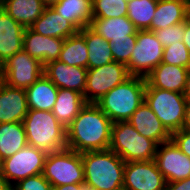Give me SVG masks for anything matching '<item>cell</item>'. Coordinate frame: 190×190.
<instances>
[{
	"label": "cell",
	"instance_id": "836d02e7",
	"mask_svg": "<svg viewBox=\"0 0 190 190\" xmlns=\"http://www.w3.org/2000/svg\"><path fill=\"white\" fill-rule=\"evenodd\" d=\"M153 32L164 48L177 42H183L185 21Z\"/></svg>",
	"mask_w": 190,
	"mask_h": 190
},
{
	"label": "cell",
	"instance_id": "d590c367",
	"mask_svg": "<svg viewBox=\"0 0 190 190\" xmlns=\"http://www.w3.org/2000/svg\"><path fill=\"white\" fill-rule=\"evenodd\" d=\"M171 140L190 158V130L180 129L172 133Z\"/></svg>",
	"mask_w": 190,
	"mask_h": 190
},
{
	"label": "cell",
	"instance_id": "8992f818",
	"mask_svg": "<svg viewBox=\"0 0 190 190\" xmlns=\"http://www.w3.org/2000/svg\"><path fill=\"white\" fill-rule=\"evenodd\" d=\"M145 102L171 134L183 128L187 104L183 93L152 88L146 82Z\"/></svg>",
	"mask_w": 190,
	"mask_h": 190
},
{
	"label": "cell",
	"instance_id": "277c9868",
	"mask_svg": "<svg viewBox=\"0 0 190 190\" xmlns=\"http://www.w3.org/2000/svg\"><path fill=\"white\" fill-rule=\"evenodd\" d=\"M23 124L28 145L47 154L67 148L66 128L52 112L28 110Z\"/></svg>",
	"mask_w": 190,
	"mask_h": 190
},
{
	"label": "cell",
	"instance_id": "4dcf8cb0",
	"mask_svg": "<svg viewBox=\"0 0 190 190\" xmlns=\"http://www.w3.org/2000/svg\"><path fill=\"white\" fill-rule=\"evenodd\" d=\"M93 18L127 16L128 0H92Z\"/></svg>",
	"mask_w": 190,
	"mask_h": 190
},
{
	"label": "cell",
	"instance_id": "9a60e30c",
	"mask_svg": "<svg viewBox=\"0 0 190 190\" xmlns=\"http://www.w3.org/2000/svg\"><path fill=\"white\" fill-rule=\"evenodd\" d=\"M65 39L45 37L31 28H25L23 50L44 66L58 60Z\"/></svg>",
	"mask_w": 190,
	"mask_h": 190
},
{
	"label": "cell",
	"instance_id": "1f68e13d",
	"mask_svg": "<svg viewBox=\"0 0 190 190\" xmlns=\"http://www.w3.org/2000/svg\"><path fill=\"white\" fill-rule=\"evenodd\" d=\"M162 63L190 68V52L183 42H177L164 48Z\"/></svg>",
	"mask_w": 190,
	"mask_h": 190
},
{
	"label": "cell",
	"instance_id": "7a4b0ae2",
	"mask_svg": "<svg viewBox=\"0 0 190 190\" xmlns=\"http://www.w3.org/2000/svg\"><path fill=\"white\" fill-rule=\"evenodd\" d=\"M84 182L97 190H117L124 184L125 161L111 149L81 153Z\"/></svg>",
	"mask_w": 190,
	"mask_h": 190
},
{
	"label": "cell",
	"instance_id": "44dd1931",
	"mask_svg": "<svg viewBox=\"0 0 190 190\" xmlns=\"http://www.w3.org/2000/svg\"><path fill=\"white\" fill-rule=\"evenodd\" d=\"M45 37L66 39L79 30L68 20L62 18L52 7H45L42 15L30 27Z\"/></svg>",
	"mask_w": 190,
	"mask_h": 190
},
{
	"label": "cell",
	"instance_id": "f6af8a7d",
	"mask_svg": "<svg viewBox=\"0 0 190 190\" xmlns=\"http://www.w3.org/2000/svg\"><path fill=\"white\" fill-rule=\"evenodd\" d=\"M2 164H3V160L0 157V172H2Z\"/></svg>",
	"mask_w": 190,
	"mask_h": 190
},
{
	"label": "cell",
	"instance_id": "bcb514c9",
	"mask_svg": "<svg viewBox=\"0 0 190 190\" xmlns=\"http://www.w3.org/2000/svg\"><path fill=\"white\" fill-rule=\"evenodd\" d=\"M2 82V69H1V65H0V83Z\"/></svg>",
	"mask_w": 190,
	"mask_h": 190
},
{
	"label": "cell",
	"instance_id": "7dc6e473",
	"mask_svg": "<svg viewBox=\"0 0 190 190\" xmlns=\"http://www.w3.org/2000/svg\"><path fill=\"white\" fill-rule=\"evenodd\" d=\"M117 190H128L127 188H124V187H121V188H119V189H117Z\"/></svg>",
	"mask_w": 190,
	"mask_h": 190
},
{
	"label": "cell",
	"instance_id": "f1b7e54d",
	"mask_svg": "<svg viewBox=\"0 0 190 190\" xmlns=\"http://www.w3.org/2000/svg\"><path fill=\"white\" fill-rule=\"evenodd\" d=\"M58 60L70 66L88 69V48L80 31L65 39Z\"/></svg>",
	"mask_w": 190,
	"mask_h": 190
},
{
	"label": "cell",
	"instance_id": "8d00e7d4",
	"mask_svg": "<svg viewBox=\"0 0 190 190\" xmlns=\"http://www.w3.org/2000/svg\"><path fill=\"white\" fill-rule=\"evenodd\" d=\"M165 190H190V177L182 181L166 183Z\"/></svg>",
	"mask_w": 190,
	"mask_h": 190
},
{
	"label": "cell",
	"instance_id": "cb8c5ba5",
	"mask_svg": "<svg viewBox=\"0 0 190 190\" xmlns=\"http://www.w3.org/2000/svg\"><path fill=\"white\" fill-rule=\"evenodd\" d=\"M58 88L43 74L33 85L26 89L29 110H53Z\"/></svg>",
	"mask_w": 190,
	"mask_h": 190
},
{
	"label": "cell",
	"instance_id": "3957f363",
	"mask_svg": "<svg viewBox=\"0 0 190 190\" xmlns=\"http://www.w3.org/2000/svg\"><path fill=\"white\" fill-rule=\"evenodd\" d=\"M146 78L130 76L95 104L113 122L128 121L145 101Z\"/></svg>",
	"mask_w": 190,
	"mask_h": 190
},
{
	"label": "cell",
	"instance_id": "60d3db41",
	"mask_svg": "<svg viewBox=\"0 0 190 190\" xmlns=\"http://www.w3.org/2000/svg\"><path fill=\"white\" fill-rule=\"evenodd\" d=\"M52 190H80V183L52 187Z\"/></svg>",
	"mask_w": 190,
	"mask_h": 190
},
{
	"label": "cell",
	"instance_id": "ba28073f",
	"mask_svg": "<svg viewBox=\"0 0 190 190\" xmlns=\"http://www.w3.org/2000/svg\"><path fill=\"white\" fill-rule=\"evenodd\" d=\"M164 47L153 31L138 30L135 48L126 65L130 76L146 78L163 59Z\"/></svg>",
	"mask_w": 190,
	"mask_h": 190
},
{
	"label": "cell",
	"instance_id": "4316f807",
	"mask_svg": "<svg viewBox=\"0 0 190 190\" xmlns=\"http://www.w3.org/2000/svg\"><path fill=\"white\" fill-rule=\"evenodd\" d=\"M88 48V69L98 68L114 61L111 46L89 26L80 30Z\"/></svg>",
	"mask_w": 190,
	"mask_h": 190
},
{
	"label": "cell",
	"instance_id": "7c38bea8",
	"mask_svg": "<svg viewBox=\"0 0 190 190\" xmlns=\"http://www.w3.org/2000/svg\"><path fill=\"white\" fill-rule=\"evenodd\" d=\"M154 161L167 183L190 177V158L172 140L157 146Z\"/></svg>",
	"mask_w": 190,
	"mask_h": 190
},
{
	"label": "cell",
	"instance_id": "603a6c76",
	"mask_svg": "<svg viewBox=\"0 0 190 190\" xmlns=\"http://www.w3.org/2000/svg\"><path fill=\"white\" fill-rule=\"evenodd\" d=\"M86 104L83 94L78 91L58 88L56 103L51 112L67 128Z\"/></svg>",
	"mask_w": 190,
	"mask_h": 190
},
{
	"label": "cell",
	"instance_id": "4fadbf2b",
	"mask_svg": "<svg viewBox=\"0 0 190 190\" xmlns=\"http://www.w3.org/2000/svg\"><path fill=\"white\" fill-rule=\"evenodd\" d=\"M166 180L156 162H126L123 187L128 190H165Z\"/></svg>",
	"mask_w": 190,
	"mask_h": 190
},
{
	"label": "cell",
	"instance_id": "5bb4252c",
	"mask_svg": "<svg viewBox=\"0 0 190 190\" xmlns=\"http://www.w3.org/2000/svg\"><path fill=\"white\" fill-rule=\"evenodd\" d=\"M44 75L57 87L85 92L87 68L70 66L59 60L44 65Z\"/></svg>",
	"mask_w": 190,
	"mask_h": 190
},
{
	"label": "cell",
	"instance_id": "5b68a950",
	"mask_svg": "<svg viewBox=\"0 0 190 190\" xmlns=\"http://www.w3.org/2000/svg\"><path fill=\"white\" fill-rule=\"evenodd\" d=\"M157 144L141 134L128 121L113 123L109 149L125 162L154 160Z\"/></svg>",
	"mask_w": 190,
	"mask_h": 190
},
{
	"label": "cell",
	"instance_id": "d4e9b609",
	"mask_svg": "<svg viewBox=\"0 0 190 190\" xmlns=\"http://www.w3.org/2000/svg\"><path fill=\"white\" fill-rule=\"evenodd\" d=\"M0 7L24 28H30L45 9L41 0H3Z\"/></svg>",
	"mask_w": 190,
	"mask_h": 190
},
{
	"label": "cell",
	"instance_id": "ffe728a7",
	"mask_svg": "<svg viewBox=\"0 0 190 190\" xmlns=\"http://www.w3.org/2000/svg\"><path fill=\"white\" fill-rule=\"evenodd\" d=\"M188 70L185 67L161 62L146 77V82L152 88L183 93Z\"/></svg>",
	"mask_w": 190,
	"mask_h": 190
},
{
	"label": "cell",
	"instance_id": "ac0fdd59",
	"mask_svg": "<svg viewBox=\"0 0 190 190\" xmlns=\"http://www.w3.org/2000/svg\"><path fill=\"white\" fill-rule=\"evenodd\" d=\"M25 28L0 7V65L23 50Z\"/></svg>",
	"mask_w": 190,
	"mask_h": 190
},
{
	"label": "cell",
	"instance_id": "7402d4cb",
	"mask_svg": "<svg viewBox=\"0 0 190 190\" xmlns=\"http://www.w3.org/2000/svg\"><path fill=\"white\" fill-rule=\"evenodd\" d=\"M89 27L109 43H114V40L129 39V35H137L138 31L127 16L93 18Z\"/></svg>",
	"mask_w": 190,
	"mask_h": 190
},
{
	"label": "cell",
	"instance_id": "7bdbcfd3",
	"mask_svg": "<svg viewBox=\"0 0 190 190\" xmlns=\"http://www.w3.org/2000/svg\"><path fill=\"white\" fill-rule=\"evenodd\" d=\"M45 7H52L57 4L60 0H41Z\"/></svg>",
	"mask_w": 190,
	"mask_h": 190
},
{
	"label": "cell",
	"instance_id": "484cf974",
	"mask_svg": "<svg viewBox=\"0 0 190 190\" xmlns=\"http://www.w3.org/2000/svg\"><path fill=\"white\" fill-rule=\"evenodd\" d=\"M92 0H60L52 8L79 31L93 19Z\"/></svg>",
	"mask_w": 190,
	"mask_h": 190
},
{
	"label": "cell",
	"instance_id": "f35d334b",
	"mask_svg": "<svg viewBox=\"0 0 190 190\" xmlns=\"http://www.w3.org/2000/svg\"><path fill=\"white\" fill-rule=\"evenodd\" d=\"M183 128L190 130V101H187V104L185 107V118L183 122Z\"/></svg>",
	"mask_w": 190,
	"mask_h": 190
},
{
	"label": "cell",
	"instance_id": "ee69618b",
	"mask_svg": "<svg viewBox=\"0 0 190 190\" xmlns=\"http://www.w3.org/2000/svg\"><path fill=\"white\" fill-rule=\"evenodd\" d=\"M80 190H97L87 183H80Z\"/></svg>",
	"mask_w": 190,
	"mask_h": 190
},
{
	"label": "cell",
	"instance_id": "52a82bcc",
	"mask_svg": "<svg viewBox=\"0 0 190 190\" xmlns=\"http://www.w3.org/2000/svg\"><path fill=\"white\" fill-rule=\"evenodd\" d=\"M43 175L53 187L84 183L81 153L68 148L49 153Z\"/></svg>",
	"mask_w": 190,
	"mask_h": 190
},
{
	"label": "cell",
	"instance_id": "2e32d148",
	"mask_svg": "<svg viewBox=\"0 0 190 190\" xmlns=\"http://www.w3.org/2000/svg\"><path fill=\"white\" fill-rule=\"evenodd\" d=\"M128 122L139 134L153 140L157 145L171 140L172 134L165 128L145 101L131 115Z\"/></svg>",
	"mask_w": 190,
	"mask_h": 190
},
{
	"label": "cell",
	"instance_id": "e0dca14e",
	"mask_svg": "<svg viewBox=\"0 0 190 190\" xmlns=\"http://www.w3.org/2000/svg\"><path fill=\"white\" fill-rule=\"evenodd\" d=\"M25 89L0 83V123L23 122L28 113Z\"/></svg>",
	"mask_w": 190,
	"mask_h": 190
},
{
	"label": "cell",
	"instance_id": "b9f144b4",
	"mask_svg": "<svg viewBox=\"0 0 190 190\" xmlns=\"http://www.w3.org/2000/svg\"><path fill=\"white\" fill-rule=\"evenodd\" d=\"M11 189L12 187L8 184L2 172H0V190H11Z\"/></svg>",
	"mask_w": 190,
	"mask_h": 190
},
{
	"label": "cell",
	"instance_id": "74e56055",
	"mask_svg": "<svg viewBox=\"0 0 190 190\" xmlns=\"http://www.w3.org/2000/svg\"><path fill=\"white\" fill-rule=\"evenodd\" d=\"M183 43L190 52V17L185 21V33Z\"/></svg>",
	"mask_w": 190,
	"mask_h": 190
},
{
	"label": "cell",
	"instance_id": "d6986e66",
	"mask_svg": "<svg viewBox=\"0 0 190 190\" xmlns=\"http://www.w3.org/2000/svg\"><path fill=\"white\" fill-rule=\"evenodd\" d=\"M190 16L187 0H158L157 8L148 30L156 31L186 21Z\"/></svg>",
	"mask_w": 190,
	"mask_h": 190
},
{
	"label": "cell",
	"instance_id": "30bf717a",
	"mask_svg": "<svg viewBox=\"0 0 190 190\" xmlns=\"http://www.w3.org/2000/svg\"><path fill=\"white\" fill-rule=\"evenodd\" d=\"M2 82L6 85L27 89L43 74L44 66L24 50L16 52L2 65Z\"/></svg>",
	"mask_w": 190,
	"mask_h": 190
},
{
	"label": "cell",
	"instance_id": "8fae6325",
	"mask_svg": "<svg viewBox=\"0 0 190 190\" xmlns=\"http://www.w3.org/2000/svg\"><path fill=\"white\" fill-rule=\"evenodd\" d=\"M47 155L44 151L27 145L3 160L2 174L11 187L13 186L12 180L17 183L29 176L43 174Z\"/></svg>",
	"mask_w": 190,
	"mask_h": 190
},
{
	"label": "cell",
	"instance_id": "9c48e42d",
	"mask_svg": "<svg viewBox=\"0 0 190 190\" xmlns=\"http://www.w3.org/2000/svg\"><path fill=\"white\" fill-rule=\"evenodd\" d=\"M130 77L125 64L116 61L98 68L87 69L84 92L86 103H96L115 86Z\"/></svg>",
	"mask_w": 190,
	"mask_h": 190
},
{
	"label": "cell",
	"instance_id": "e575fe53",
	"mask_svg": "<svg viewBox=\"0 0 190 190\" xmlns=\"http://www.w3.org/2000/svg\"><path fill=\"white\" fill-rule=\"evenodd\" d=\"M52 187L43 174H38L13 183L12 190H52Z\"/></svg>",
	"mask_w": 190,
	"mask_h": 190
},
{
	"label": "cell",
	"instance_id": "d6a6232c",
	"mask_svg": "<svg viewBox=\"0 0 190 190\" xmlns=\"http://www.w3.org/2000/svg\"><path fill=\"white\" fill-rule=\"evenodd\" d=\"M137 35H129V39L114 40L110 43L114 61L127 65L135 48Z\"/></svg>",
	"mask_w": 190,
	"mask_h": 190
},
{
	"label": "cell",
	"instance_id": "6da1fadb",
	"mask_svg": "<svg viewBox=\"0 0 190 190\" xmlns=\"http://www.w3.org/2000/svg\"><path fill=\"white\" fill-rule=\"evenodd\" d=\"M112 125L95 103H87L66 128L67 148L78 153L109 149Z\"/></svg>",
	"mask_w": 190,
	"mask_h": 190
},
{
	"label": "cell",
	"instance_id": "ab89813d",
	"mask_svg": "<svg viewBox=\"0 0 190 190\" xmlns=\"http://www.w3.org/2000/svg\"><path fill=\"white\" fill-rule=\"evenodd\" d=\"M183 95L185 96L187 101H190V68L187 73Z\"/></svg>",
	"mask_w": 190,
	"mask_h": 190
},
{
	"label": "cell",
	"instance_id": "f546056e",
	"mask_svg": "<svg viewBox=\"0 0 190 190\" xmlns=\"http://www.w3.org/2000/svg\"><path fill=\"white\" fill-rule=\"evenodd\" d=\"M158 0H128V19L138 30H148L154 17Z\"/></svg>",
	"mask_w": 190,
	"mask_h": 190
},
{
	"label": "cell",
	"instance_id": "83f0119b",
	"mask_svg": "<svg viewBox=\"0 0 190 190\" xmlns=\"http://www.w3.org/2000/svg\"><path fill=\"white\" fill-rule=\"evenodd\" d=\"M28 145L23 122L0 123V157H11Z\"/></svg>",
	"mask_w": 190,
	"mask_h": 190
}]
</instances>
